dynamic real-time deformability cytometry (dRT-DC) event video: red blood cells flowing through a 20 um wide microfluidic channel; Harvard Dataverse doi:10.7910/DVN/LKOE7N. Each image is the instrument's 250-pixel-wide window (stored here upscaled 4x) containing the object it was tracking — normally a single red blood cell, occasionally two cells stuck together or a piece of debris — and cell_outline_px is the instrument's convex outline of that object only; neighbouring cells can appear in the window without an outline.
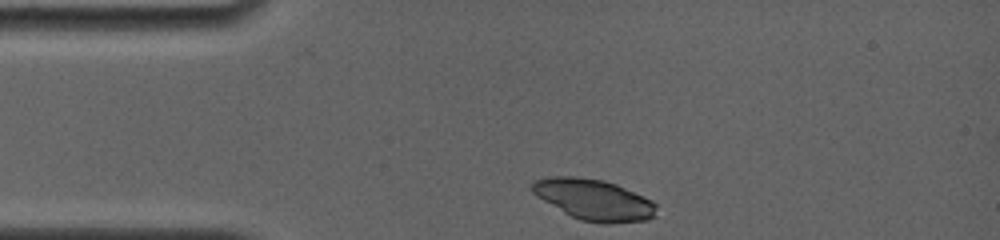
{"species": "common noctule bat (a hibernating species)", "species_latin": "Nyctalus noctula", "temperature_condition": "room temperature", "stored_images_in_passage": 2, "camera_frame_rate_fps": 4000, "um_per_image_px": 0.085, "animal": {"sex": "female", "body_mass_g": 19.0, "forearm_length_mm": 56.7}, "frame": {"image": 1, "passage_image": 1, "time_ms": 0.0, "image_size_px": [1000, 240], "cell_outline_px": [[656, 216], [648, 220], [608, 224], [604, 224], [580, 220], [564, 212], [536, 196], [532, 192], [532, 180], [548, 176], [576, 176], [604, 180], [616, 184], [644, 196], [652, 200], [656, 204]], "centroid_in_image_um": [50.49, 16.97], "position_along_channel_um": 34.5, "area_um2": 29.88}}